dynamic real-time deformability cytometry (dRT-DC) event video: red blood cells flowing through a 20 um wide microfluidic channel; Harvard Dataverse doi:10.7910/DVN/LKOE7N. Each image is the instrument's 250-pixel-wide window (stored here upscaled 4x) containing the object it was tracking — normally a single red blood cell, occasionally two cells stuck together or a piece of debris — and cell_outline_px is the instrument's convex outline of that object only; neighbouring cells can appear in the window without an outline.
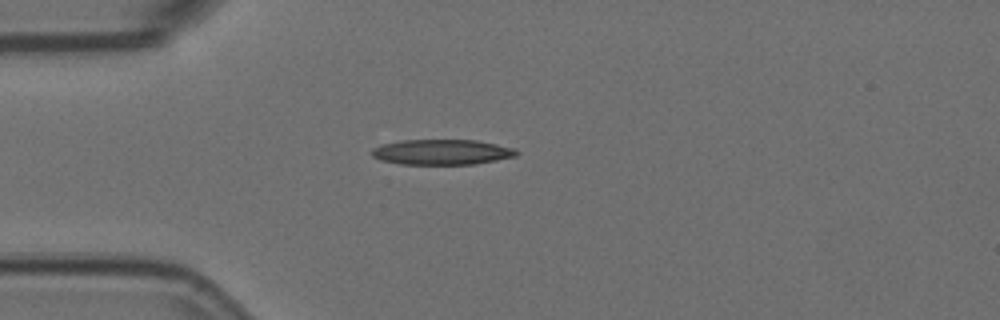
{"species": "Egyptian fruit bat (a non-hibernating species)", "species_latin": "Rousettus aegyptiacus", "temperature_condition": "room temperature", "stored_images_in_passage": 3, "camera_frame_rate_fps": 3000, "um_per_image_px": 0.085, "animal": {"sex": "female"}, "frame": {"image": 1, "passage_image": 2, "time_ms": 0.333, "image_size_px": [1000, 320], "cell_outline_px": [[520, 152], [516, 156], [496, 160], [472, 164], [400, 164], [380, 160], [372, 156], [368, 152], [372, 148], [380, 144], [404, 140], [476, 140], [516, 148]], "centroid_in_image_um": [37.53, 12.92], "position_along_channel_um": 47.5, "area_um2": 21.5}}